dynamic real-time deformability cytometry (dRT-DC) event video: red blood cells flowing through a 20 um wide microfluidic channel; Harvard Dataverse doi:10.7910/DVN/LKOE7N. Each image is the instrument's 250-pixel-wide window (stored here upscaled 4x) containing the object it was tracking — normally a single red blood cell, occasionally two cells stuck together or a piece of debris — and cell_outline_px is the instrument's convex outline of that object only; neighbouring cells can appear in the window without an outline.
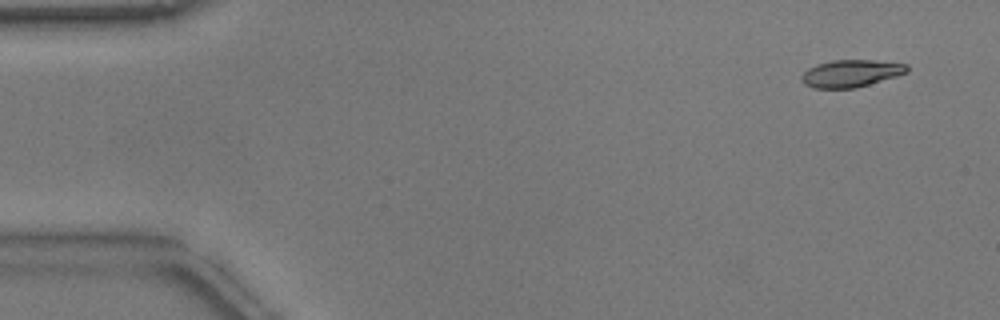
{"species": "common noctule bat (a hibernating species)", "species_latin": "Nyctalus noctula", "temperature_condition": "warm", "stored_images_in_passage": 54, "camera_frame_rate_fps": 3000, "um_per_image_px": 0.085, "animal": {"sex": "male", "body_mass_g": 17.9}, "frame": {"image": 1, "passage_image": 4, "time_ms": 1.0, "image_size_px": [1000, 320], "cell_outline_px": [[908, 72], [896, 76], [856, 88], [812, 88], [804, 84], [800, 80], [800, 76], [808, 68], [816, 64], [832, 60], [872, 60], [908, 64]], "centroid_in_image_um": [72.29, 6.24], "position_along_channel_um": 12.7, "area_um2": 16.82}}
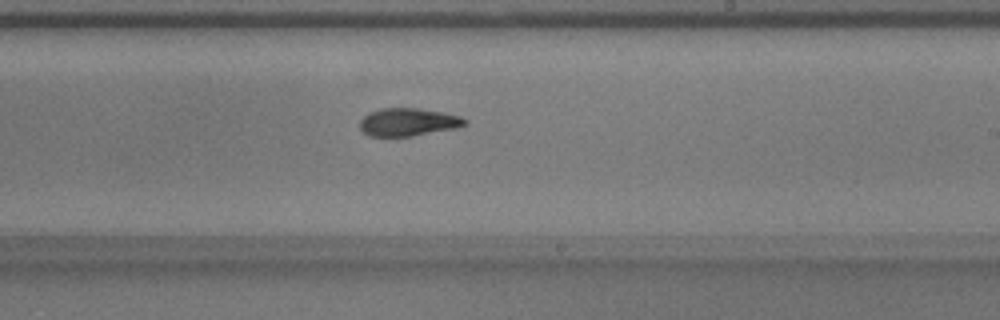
{"frame": {"image": 2, "passage_image": 32, "time_ms": 10.333, "image_size_px": [1000, 320], "cell_outline_px": [[468, 124], [456, 128], [412, 136], [368, 136], [360, 128], [360, 120], [368, 112], [380, 108], [420, 108], [444, 112], [460, 116], [468, 120]], "centroid_in_image_um": [34.71, 10.37], "position_along_channel_um": 254.3, "area_um2": 17.22}}
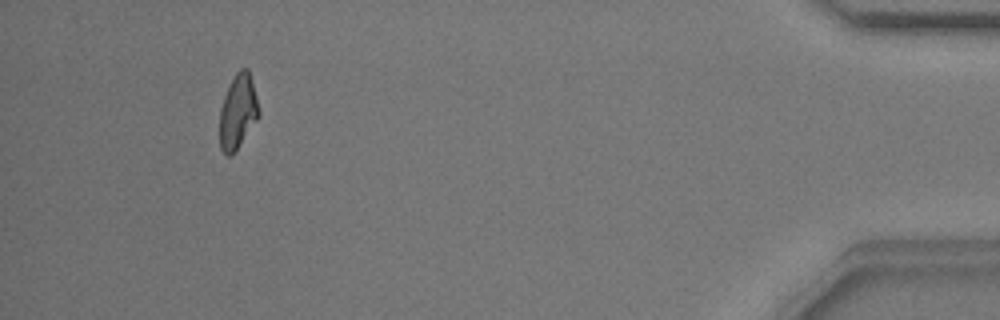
{"frame": {"image": 3, "passage_image": 50, "time_ms": 16.333, "image_size_px": [1000, 320], "cell_outline_px": [[260, 112], [256, 120], [232, 156], [224, 156], [220, 148], [220, 108], [224, 96], [236, 72], [240, 68], [248, 68]], "centroid_in_image_um": [20.19, 9.52], "position_along_channel_um": 415.0, "area_um2": 16.7}, "authors_computed_cell_mechanics": {"area_um2": 17.34, "velocity_mm_per_s": 3.8029, "shape_relaxation_time_tau1_ms": 11.3981, "shape_relaxation_time_tau2_ms": 1.7722, "deformation_change_tau1": 0.3046, "deformation_change_tau2": 0.0725}}